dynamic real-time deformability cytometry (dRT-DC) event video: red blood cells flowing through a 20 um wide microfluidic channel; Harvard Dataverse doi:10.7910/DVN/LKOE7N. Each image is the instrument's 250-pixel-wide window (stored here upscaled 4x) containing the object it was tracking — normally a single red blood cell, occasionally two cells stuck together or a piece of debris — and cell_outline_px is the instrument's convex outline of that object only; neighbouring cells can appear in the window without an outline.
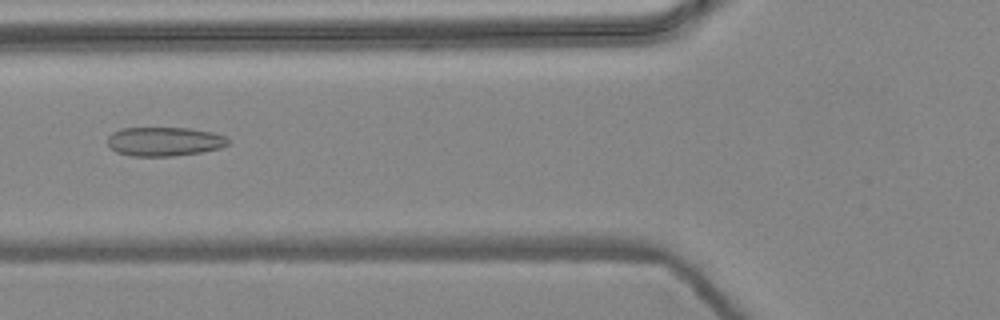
{"species": "common noctule bat (a hibernating species)", "species_latin": "Nyctalus noctula", "temperature_condition": "warm", "stored_images_in_passage": 6, "camera_frame_rate_fps": 3000, "um_per_image_px": 0.085, "animal": {"sex": "female", "body_mass_g": 24.6, "forearm_length_mm": 56.2}, "frame": {"image": 1, "passage_image": 6, "time_ms": 1.667, "image_size_px": [1000, 320], "cell_outline_px": [[228, 144], [220, 148], [200, 152], [172, 156], [132, 156], [116, 152], [108, 144], [108, 136], [112, 132], [120, 128], [188, 128], [212, 132], [224, 136], [228, 140]], "centroid_in_image_um": [13.94, 12.02], "position_along_channel_um": 111.9, "area_um2": 20.29}}